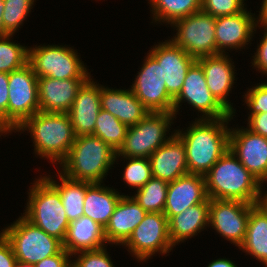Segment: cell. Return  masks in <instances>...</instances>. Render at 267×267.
<instances>
[{"label": "cell", "instance_id": "obj_1", "mask_svg": "<svg viewBox=\"0 0 267 267\" xmlns=\"http://www.w3.org/2000/svg\"><path fill=\"white\" fill-rule=\"evenodd\" d=\"M195 119L185 131L173 132L185 146L188 173L205 176L229 150L228 124L233 118Z\"/></svg>", "mask_w": 267, "mask_h": 267}, {"label": "cell", "instance_id": "obj_2", "mask_svg": "<svg viewBox=\"0 0 267 267\" xmlns=\"http://www.w3.org/2000/svg\"><path fill=\"white\" fill-rule=\"evenodd\" d=\"M209 199H223L258 204L265 188L236 158L230 149L205 175Z\"/></svg>", "mask_w": 267, "mask_h": 267}, {"label": "cell", "instance_id": "obj_3", "mask_svg": "<svg viewBox=\"0 0 267 267\" xmlns=\"http://www.w3.org/2000/svg\"><path fill=\"white\" fill-rule=\"evenodd\" d=\"M117 151L94 135L75 138L67 156L58 169L70 179L89 183H103L115 162Z\"/></svg>", "mask_w": 267, "mask_h": 267}, {"label": "cell", "instance_id": "obj_4", "mask_svg": "<svg viewBox=\"0 0 267 267\" xmlns=\"http://www.w3.org/2000/svg\"><path fill=\"white\" fill-rule=\"evenodd\" d=\"M25 130L32 137L37 157L47 158L54 164H60L67 156L76 138L67 113L38 111L15 132Z\"/></svg>", "mask_w": 267, "mask_h": 267}, {"label": "cell", "instance_id": "obj_5", "mask_svg": "<svg viewBox=\"0 0 267 267\" xmlns=\"http://www.w3.org/2000/svg\"><path fill=\"white\" fill-rule=\"evenodd\" d=\"M28 194L23 216L63 243L70 222L58 191L40 176L29 187Z\"/></svg>", "mask_w": 267, "mask_h": 267}, {"label": "cell", "instance_id": "obj_6", "mask_svg": "<svg viewBox=\"0 0 267 267\" xmlns=\"http://www.w3.org/2000/svg\"><path fill=\"white\" fill-rule=\"evenodd\" d=\"M174 118L176 119L174 113L149 112L140 122L128 128L115 160L118 161L120 156L121 159L122 157L149 158L175 134V132L168 134Z\"/></svg>", "mask_w": 267, "mask_h": 267}, {"label": "cell", "instance_id": "obj_7", "mask_svg": "<svg viewBox=\"0 0 267 267\" xmlns=\"http://www.w3.org/2000/svg\"><path fill=\"white\" fill-rule=\"evenodd\" d=\"M12 246L17 260L36 264L63 249V243L33 225L23 215L1 230Z\"/></svg>", "mask_w": 267, "mask_h": 267}, {"label": "cell", "instance_id": "obj_8", "mask_svg": "<svg viewBox=\"0 0 267 267\" xmlns=\"http://www.w3.org/2000/svg\"><path fill=\"white\" fill-rule=\"evenodd\" d=\"M72 47L62 45H36L28 48V63L38 78H89L91 72Z\"/></svg>", "mask_w": 267, "mask_h": 267}, {"label": "cell", "instance_id": "obj_9", "mask_svg": "<svg viewBox=\"0 0 267 267\" xmlns=\"http://www.w3.org/2000/svg\"><path fill=\"white\" fill-rule=\"evenodd\" d=\"M8 90L7 133L11 134L40 111L38 77L29 63L8 74Z\"/></svg>", "mask_w": 267, "mask_h": 267}, {"label": "cell", "instance_id": "obj_10", "mask_svg": "<svg viewBox=\"0 0 267 267\" xmlns=\"http://www.w3.org/2000/svg\"><path fill=\"white\" fill-rule=\"evenodd\" d=\"M215 23V17L200 10L173 22L177 32L170 40L196 59L216 55Z\"/></svg>", "mask_w": 267, "mask_h": 267}, {"label": "cell", "instance_id": "obj_11", "mask_svg": "<svg viewBox=\"0 0 267 267\" xmlns=\"http://www.w3.org/2000/svg\"><path fill=\"white\" fill-rule=\"evenodd\" d=\"M137 261L150 259L154 254L165 255L174 248L170 241L168 219L164 213L147 212L143 221L122 244Z\"/></svg>", "mask_w": 267, "mask_h": 267}, {"label": "cell", "instance_id": "obj_12", "mask_svg": "<svg viewBox=\"0 0 267 267\" xmlns=\"http://www.w3.org/2000/svg\"><path fill=\"white\" fill-rule=\"evenodd\" d=\"M190 104L198 113H201L199 119H219L233 118L230 113L210 92L201 64L196 60L189 68L182 89L174 99L173 113L182 107L181 103Z\"/></svg>", "mask_w": 267, "mask_h": 267}, {"label": "cell", "instance_id": "obj_13", "mask_svg": "<svg viewBox=\"0 0 267 267\" xmlns=\"http://www.w3.org/2000/svg\"><path fill=\"white\" fill-rule=\"evenodd\" d=\"M143 61L130 89L149 112L173 113L174 99L166 89L162 66L149 53Z\"/></svg>", "mask_w": 267, "mask_h": 267}, {"label": "cell", "instance_id": "obj_14", "mask_svg": "<svg viewBox=\"0 0 267 267\" xmlns=\"http://www.w3.org/2000/svg\"><path fill=\"white\" fill-rule=\"evenodd\" d=\"M251 205L235 200L210 199L209 226L239 248L246 236Z\"/></svg>", "mask_w": 267, "mask_h": 267}, {"label": "cell", "instance_id": "obj_15", "mask_svg": "<svg viewBox=\"0 0 267 267\" xmlns=\"http://www.w3.org/2000/svg\"><path fill=\"white\" fill-rule=\"evenodd\" d=\"M229 149L258 181L267 183V137L247 128H231Z\"/></svg>", "mask_w": 267, "mask_h": 267}, {"label": "cell", "instance_id": "obj_16", "mask_svg": "<svg viewBox=\"0 0 267 267\" xmlns=\"http://www.w3.org/2000/svg\"><path fill=\"white\" fill-rule=\"evenodd\" d=\"M149 54L162 66L166 89L175 99L182 89L189 68L197 59L175 45L170 39L153 46Z\"/></svg>", "mask_w": 267, "mask_h": 267}, {"label": "cell", "instance_id": "obj_17", "mask_svg": "<svg viewBox=\"0 0 267 267\" xmlns=\"http://www.w3.org/2000/svg\"><path fill=\"white\" fill-rule=\"evenodd\" d=\"M255 13L247 8L233 15L216 17L215 38L216 54H227L228 49H245L252 41L254 32L257 29ZM249 42V43H248Z\"/></svg>", "mask_w": 267, "mask_h": 267}, {"label": "cell", "instance_id": "obj_18", "mask_svg": "<svg viewBox=\"0 0 267 267\" xmlns=\"http://www.w3.org/2000/svg\"><path fill=\"white\" fill-rule=\"evenodd\" d=\"M210 202L205 176L185 174L168 183L164 215L169 220L195 204Z\"/></svg>", "mask_w": 267, "mask_h": 267}, {"label": "cell", "instance_id": "obj_19", "mask_svg": "<svg viewBox=\"0 0 267 267\" xmlns=\"http://www.w3.org/2000/svg\"><path fill=\"white\" fill-rule=\"evenodd\" d=\"M233 59L225 54L203 56L197 59L201 64L207 86L217 100L235 116V109L228 99L234 85L236 72Z\"/></svg>", "mask_w": 267, "mask_h": 267}, {"label": "cell", "instance_id": "obj_20", "mask_svg": "<svg viewBox=\"0 0 267 267\" xmlns=\"http://www.w3.org/2000/svg\"><path fill=\"white\" fill-rule=\"evenodd\" d=\"M101 110L100 85L89 77L78 90L76 98L67 112L76 137L93 135L95 121Z\"/></svg>", "mask_w": 267, "mask_h": 267}, {"label": "cell", "instance_id": "obj_21", "mask_svg": "<svg viewBox=\"0 0 267 267\" xmlns=\"http://www.w3.org/2000/svg\"><path fill=\"white\" fill-rule=\"evenodd\" d=\"M88 78H38L39 107L42 112L67 113L78 90Z\"/></svg>", "mask_w": 267, "mask_h": 267}, {"label": "cell", "instance_id": "obj_22", "mask_svg": "<svg viewBox=\"0 0 267 267\" xmlns=\"http://www.w3.org/2000/svg\"><path fill=\"white\" fill-rule=\"evenodd\" d=\"M149 161L152 177L168 183L188 174L185 146L176 134L155 150Z\"/></svg>", "mask_w": 267, "mask_h": 267}, {"label": "cell", "instance_id": "obj_23", "mask_svg": "<svg viewBox=\"0 0 267 267\" xmlns=\"http://www.w3.org/2000/svg\"><path fill=\"white\" fill-rule=\"evenodd\" d=\"M147 214L132 196L123 195L104 228L108 244L122 245Z\"/></svg>", "mask_w": 267, "mask_h": 267}, {"label": "cell", "instance_id": "obj_24", "mask_svg": "<svg viewBox=\"0 0 267 267\" xmlns=\"http://www.w3.org/2000/svg\"><path fill=\"white\" fill-rule=\"evenodd\" d=\"M100 103L101 109L111 113L128 127L136 125L149 113L129 88L110 89L100 85Z\"/></svg>", "mask_w": 267, "mask_h": 267}, {"label": "cell", "instance_id": "obj_25", "mask_svg": "<svg viewBox=\"0 0 267 267\" xmlns=\"http://www.w3.org/2000/svg\"><path fill=\"white\" fill-rule=\"evenodd\" d=\"M106 244L104 227L89 217L81 216L69 223L63 248L73 256L78 252L101 249Z\"/></svg>", "mask_w": 267, "mask_h": 267}, {"label": "cell", "instance_id": "obj_26", "mask_svg": "<svg viewBox=\"0 0 267 267\" xmlns=\"http://www.w3.org/2000/svg\"><path fill=\"white\" fill-rule=\"evenodd\" d=\"M209 203L195 204L168 220L169 236L173 246L185 242L209 227Z\"/></svg>", "mask_w": 267, "mask_h": 267}, {"label": "cell", "instance_id": "obj_27", "mask_svg": "<svg viewBox=\"0 0 267 267\" xmlns=\"http://www.w3.org/2000/svg\"><path fill=\"white\" fill-rule=\"evenodd\" d=\"M123 195L114 188L103 186L102 183L86 182L84 216L105 228Z\"/></svg>", "mask_w": 267, "mask_h": 267}, {"label": "cell", "instance_id": "obj_28", "mask_svg": "<svg viewBox=\"0 0 267 267\" xmlns=\"http://www.w3.org/2000/svg\"><path fill=\"white\" fill-rule=\"evenodd\" d=\"M242 252L267 266V213L259 204H252Z\"/></svg>", "mask_w": 267, "mask_h": 267}, {"label": "cell", "instance_id": "obj_29", "mask_svg": "<svg viewBox=\"0 0 267 267\" xmlns=\"http://www.w3.org/2000/svg\"><path fill=\"white\" fill-rule=\"evenodd\" d=\"M58 183L50 175L43 176L60 194L68 221L77 220L84 216V198L86 194V182L68 178L58 171Z\"/></svg>", "mask_w": 267, "mask_h": 267}, {"label": "cell", "instance_id": "obj_30", "mask_svg": "<svg viewBox=\"0 0 267 267\" xmlns=\"http://www.w3.org/2000/svg\"><path fill=\"white\" fill-rule=\"evenodd\" d=\"M154 23L172 24L201 10V0H148Z\"/></svg>", "mask_w": 267, "mask_h": 267}, {"label": "cell", "instance_id": "obj_31", "mask_svg": "<svg viewBox=\"0 0 267 267\" xmlns=\"http://www.w3.org/2000/svg\"><path fill=\"white\" fill-rule=\"evenodd\" d=\"M128 128L114 115L101 109L95 121L93 135L101 138L115 151H118L124 143Z\"/></svg>", "mask_w": 267, "mask_h": 267}, {"label": "cell", "instance_id": "obj_32", "mask_svg": "<svg viewBox=\"0 0 267 267\" xmlns=\"http://www.w3.org/2000/svg\"><path fill=\"white\" fill-rule=\"evenodd\" d=\"M167 190L168 182L152 177L132 197L145 211L163 213Z\"/></svg>", "mask_w": 267, "mask_h": 267}, {"label": "cell", "instance_id": "obj_33", "mask_svg": "<svg viewBox=\"0 0 267 267\" xmlns=\"http://www.w3.org/2000/svg\"><path fill=\"white\" fill-rule=\"evenodd\" d=\"M12 36L14 35L0 37V72L8 74L28 63L29 47L13 42Z\"/></svg>", "mask_w": 267, "mask_h": 267}, {"label": "cell", "instance_id": "obj_34", "mask_svg": "<svg viewBox=\"0 0 267 267\" xmlns=\"http://www.w3.org/2000/svg\"><path fill=\"white\" fill-rule=\"evenodd\" d=\"M35 0H4L5 9L3 13L4 30L9 35H14L23 25Z\"/></svg>", "mask_w": 267, "mask_h": 267}, {"label": "cell", "instance_id": "obj_35", "mask_svg": "<svg viewBox=\"0 0 267 267\" xmlns=\"http://www.w3.org/2000/svg\"><path fill=\"white\" fill-rule=\"evenodd\" d=\"M127 161L122 179L135 190L143 187L151 178L152 171L149 158L123 157Z\"/></svg>", "mask_w": 267, "mask_h": 267}, {"label": "cell", "instance_id": "obj_36", "mask_svg": "<svg viewBox=\"0 0 267 267\" xmlns=\"http://www.w3.org/2000/svg\"><path fill=\"white\" fill-rule=\"evenodd\" d=\"M244 1L246 0H201V10L215 18L233 15L246 9Z\"/></svg>", "mask_w": 267, "mask_h": 267}, {"label": "cell", "instance_id": "obj_37", "mask_svg": "<svg viewBox=\"0 0 267 267\" xmlns=\"http://www.w3.org/2000/svg\"><path fill=\"white\" fill-rule=\"evenodd\" d=\"M71 267H116L107 253V248L103 247L97 250L82 251L73 254ZM77 255V256H76Z\"/></svg>", "mask_w": 267, "mask_h": 267}, {"label": "cell", "instance_id": "obj_38", "mask_svg": "<svg viewBox=\"0 0 267 267\" xmlns=\"http://www.w3.org/2000/svg\"><path fill=\"white\" fill-rule=\"evenodd\" d=\"M245 98V103L247 104L248 110L250 109V114L248 113V119L259 113L267 112V83H258L256 86L247 90L243 99Z\"/></svg>", "mask_w": 267, "mask_h": 267}, {"label": "cell", "instance_id": "obj_39", "mask_svg": "<svg viewBox=\"0 0 267 267\" xmlns=\"http://www.w3.org/2000/svg\"><path fill=\"white\" fill-rule=\"evenodd\" d=\"M264 29L263 37L259 44H257V50L252 56V66L254 69L260 71L263 75H267V29Z\"/></svg>", "mask_w": 267, "mask_h": 267}, {"label": "cell", "instance_id": "obj_40", "mask_svg": "<svg viewBox=\"0 0 267 267\" xmlns=\"http://www.w3.org/2000/svg\"><path fill=\"white\" fill-rule=\"evenodd\" d=\"M8 73L0 72V126L7 132Z\"/></svg>", "mask_w": 267, "mask_h": 267}, {"label": "cell", "instance_id": "obj_41", "mask_svg": "<svg viewBox=\"0 0 267 267\" xmlns=\"http://www.w3.org/2000/svg\"><path fill=\"white\" fill-rule=\"evenodd\" d=\"M71 255L63 248L58 254L49 256L35 264L36 267H71Z\"/></svg>", "mask_w": 267, "mask_h": 267}, {"label": "cell", "instance_id": "obj_42", "mask_svg": "<svg viewBox=\"0 0 267 267\" xmlns=\"http://www.w3.org/2000/svg\"><path fill=\"white\" fill-rule=\"evenodd\" d=\"M16 262L11 244L0 231V267H16Z\"/></svg>", "mask_w": 267, "mask_h": 267}, {"label": "cell", "instance_id": "obj_43", "mask_svg": "<svg viewBox=\"0 0 267 267\" xmlns=\"http://www.w3.org/2000/svg\"><path fill=\"white\" fill-rule=\"evenodd\" d=\"M247 121V129L255 134L267 137V112L253 115Z\"/></svg>", "mask_w": 267, "mask_h": 267}, {"label": "cell", "instance_id": "obj_44", "mask_svg": "<svg viewBox=\"0 0 267 267\" xmlns=\"http://www.w3.org/2000/svg\"><path fill=\"white\" fill-rule=\"evenodd\" d=\"M256 19H257V26L259 28L263 27L267 29V0L262 1V6L258 16H256Z\"/></svg>", "mask_w": 267, "mask_h": 267}, {"label": "cell", "instance_id": "obj_45", "mask_svg": "<svg viewBox=\"0 0 267 267\" xmlns=\"http://www.w3.org/2000/svg\"><path fill=\"white\" fill-rule=\"evenodd\" d=\"M207 267H237L234 262L227 258L213 260Z\"/></svg>", "mask_w": 267, "mask_h": 267}, {"label": "cell", "instance_id": "obj_46", "mask_svg": "<svg viewBox=\"0 0 267 267\" xmlns=\"http://www.w3.org/2000/svg\"><path fill=\"white\" fill-rule=\"evenodd\" d=\"M5 9V3L4 0H0V37L9 35L5 30H4V23H3V13Z\"/></svg>", "mask_w": 267, "mask_h": 267}, {"label": "cell", "instance_id": "obj_47", "mask_svg": "<svg viewBox=\"0 0 267 267\" xmlns=\"http://www.w3.org/2000/svg\"><path fill=\"white\" fill-rule=\"evenodd\" d=\"M258 204L264 209L267 213V191H262L261 196L259 198Z\"/></svg>", "mask_w": 267, "mask_h": 267}, {"label": "cell", "instance_id": "obj_48", "mask_svg": "<svg viewBox=\"0 0 267 267\" xmlns=\"http://www.w3.org/2000/svg\"><path fill=\"white\" fill-rule=\"evenodd\" d=\"M16 267H36V266H35V264H31L28 262H23V261L17 260Z\"/></svg>", "mask_w": 267, "mask_h": 267}, {"label": "cell", "instance_id": "obj_49", "mask_svg": "<svg viewBox=\"0 0 267 267\" xmlns=\"http://www.w3.org/2000/svg\"><path fill=\"white\" fill-rule=\"evenodd\" d=\"M3 134L5 135V134H8V133L0 126V137Z\"/></svg>", "mask_w": 267, "mask_h": 267}]
</instances>
